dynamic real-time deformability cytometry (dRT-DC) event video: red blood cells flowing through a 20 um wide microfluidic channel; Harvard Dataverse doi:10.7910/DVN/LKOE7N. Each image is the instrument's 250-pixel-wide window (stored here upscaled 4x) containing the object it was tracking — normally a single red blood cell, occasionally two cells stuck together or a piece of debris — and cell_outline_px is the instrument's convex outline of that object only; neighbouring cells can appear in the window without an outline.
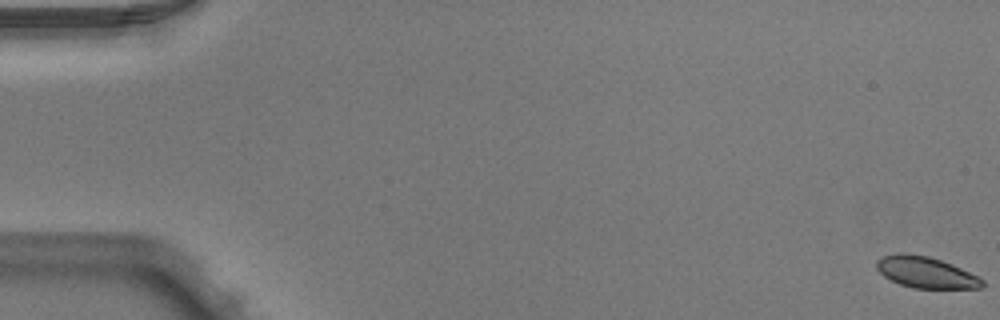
{"species": "Egyptian fruit bat (a non-hibernating species)", "species_latin": "Rousettus aegyptiacus", "temperature_condition": "warm", "stored_images_in_passage": 53, "camera_frame_rate_fps": 3000, "um_per_image_px": 0.085, "animal": {"sex": "male"}, "frame": {"image": 1, "passage_image": 1, "time_ms": 0.0, "image_size_px": [1000, 320], "cell_outline_px": [[984, 284], [980, 288], [912, 288], [900, 284], [884, 276], [876, 268], [876, 260], [884, 256], [900, 252], [928, 256], [940, 260], [960, 268], [984, 280]], "centroid_in_image_um": [78.66, 23.15], "position_along_channel_um": 6.3, "area_um2": 18.96}}
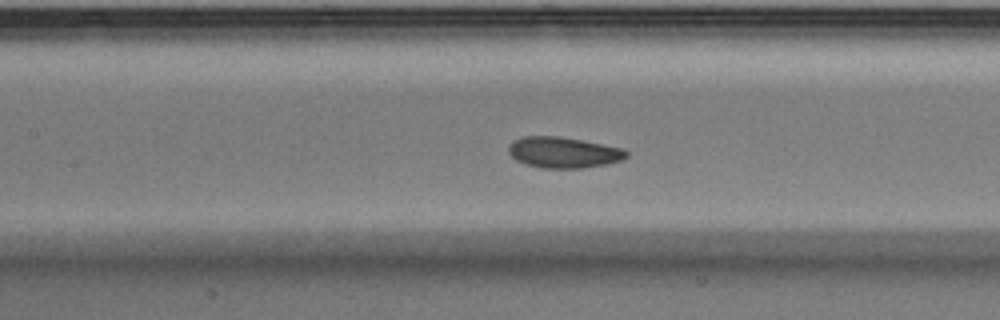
{"frame": {"image": 2, "passage_image": 25, "time_ms": 8.0, "image_size_px": [1000, 320], "cell_outline_px": [[628, 156], [620, 160], [608, 164], [584, 168], [544, 168], [524, 164], [516, 160], [508, 152], [508, 148], [512, 140], [524, 136], [556, 136], [580, 140], [624, 148], [628, 152]], "centroid_in_image_um": [47.88, 12.96], "position_along_channel_um": 159.5, "area_um2": 21.27}}
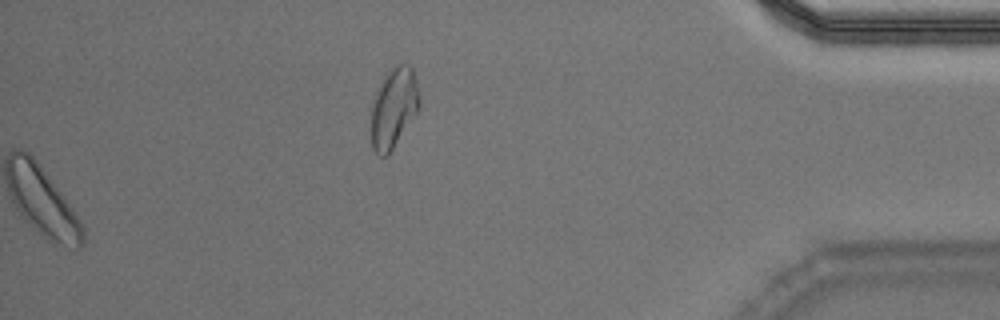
{"frame": {"image": 3, "passage_image": 53, "time_ms": 17.333, "image_size_px": [1000, 320], "cell_outline_px": [[420, 108], [388, 156], [380, 156], [372, 148], [372, 100], [384, 76], [396, 64], [408, 64], [412, 68], [416, 80], [420, 100]], "centroid_in_image_um": [33.48, 9.17], "position_along_channel_um": 401.7, "area_um2": 22.43}, "authors_computed_cell_mechanics": {"area_um2": 21.097, "velocity_mm_per_s": 3.9472, "shape_relaxation_time_tau1_ms": 2.9414, "shape_relaxation_time_tau2_ms": 5.6577, "deformation_change_tau1": 0.0831, "deformation_change_tau2": 0.0977}}